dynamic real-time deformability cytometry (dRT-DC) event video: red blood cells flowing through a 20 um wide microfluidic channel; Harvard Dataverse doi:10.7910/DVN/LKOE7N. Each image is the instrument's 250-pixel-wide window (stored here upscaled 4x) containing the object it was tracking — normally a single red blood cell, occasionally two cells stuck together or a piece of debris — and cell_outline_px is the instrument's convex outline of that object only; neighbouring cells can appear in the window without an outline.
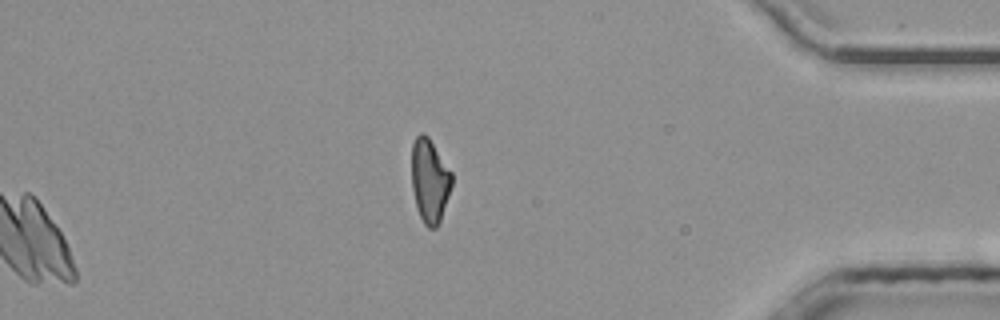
{"species": "common noctule bat (a hibernating species)", "species_latin": "Nyctalus noctula", "temperature_condition": "room temperature", "stored_images_in_passage": 46, "segment_of_instrument_passage": [2, 2], "camera_frame_rate_fps": 3000, "um_per_image_px": 0.085, "animal": {"sex": "male", "body_mass_g": 20.4}, "frame": {"image": 1, "passage_image": 46, "time_ms": 15.0, "image_size_px": [1000, 320], "cell_outline_px": [[452, 184], [440, 220], [436, 228], [428, 228], [424, 224], [420, 216], [416, 204], [412, 188], [412, 144], [416, 136], [420, 132], [424, 132], [428, 136], [452, 172]], "centroid_in_image_um": [36.52, 15.32], "position_along_channel_um": 398.7, "area_um2": 19.48}}